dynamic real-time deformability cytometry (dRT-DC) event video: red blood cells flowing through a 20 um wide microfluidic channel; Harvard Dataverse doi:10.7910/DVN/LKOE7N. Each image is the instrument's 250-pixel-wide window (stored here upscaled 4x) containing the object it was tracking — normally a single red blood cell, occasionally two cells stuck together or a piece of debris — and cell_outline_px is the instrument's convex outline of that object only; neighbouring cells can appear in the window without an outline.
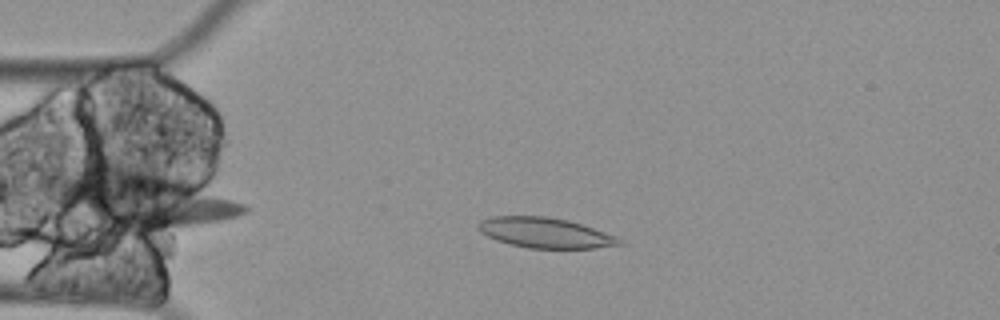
{"species": "Egyptian fruit bat (a non-hibernating species)", "species_latin": "Rousettus aegyptiacus", "temperature_condition": "cold", "stored_images_in_passage": 49, "camera_frame_rate_fps": 3000, "um_per_image_px": 0.085, "animal": {"sex": "female"}, "frame": {"image": 1, "passage_image": 3, "time_ms": 0.667, "image_size_px": [1000, 320], "cell_outline_px": [[624, 244], [592, 248], [528, 248], [508, 244], [496, 240], [480, 232], [476, 224], [480, 220], [492, 216], [544, 216], [568, 220], [616, 236]], "centroid_in_image_um": [46.27, 19.78], "position_along_channel_um": 38.7, "area_um2": 24.74}}
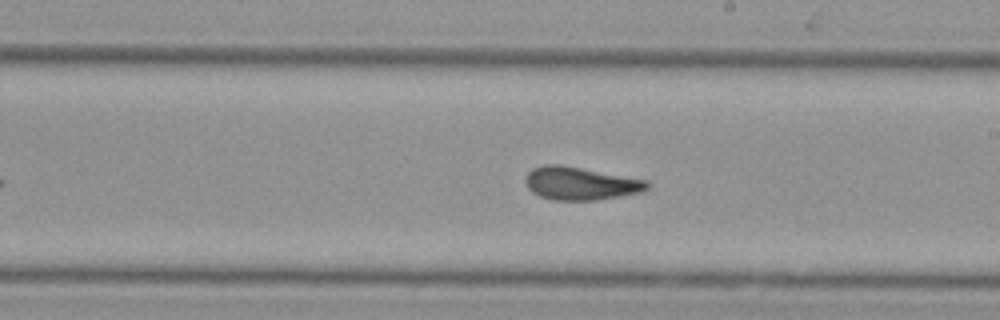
{"frame": {"image": 2, "passage_image": 23, "time_ms": 7.333, "image_size_px": [1000, 320], "cell_outline_px": [[652, 184], [644, 192], [596, 200], [556, 200], [540, 196], [532, 192], [528, 188], [524, 180], [528, 172], [532, 168], [544, 164], [560, 164], [648, 180]], "centroid_in_image_um": [49.36, 15.59], "position_along_channel_um": 239.6, "area_um2": 23.58}}
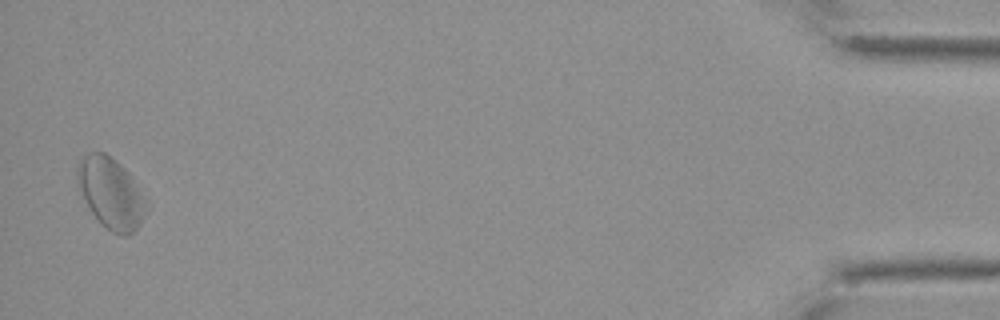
{"frame": {"image": 3, "passage_image": 48, "time_ms": 15.667, "image_size_px": [1000, 320], "cell_outline_px": [[144, 216], [140, 224], [128, 236], [120, 236], [112, 232], [100, 224], [92, 212], [80, 192], [76, 180], [76, 172], [80, 156], [88, 152], [104, 152], [120, 164], [128, 172], [140, 196]], "centroid_in_image_um": [9.31, 16.4], "position_along_channel_um": 425.9, "area_um2": 27.63}, "authors_computed_cell_mechanics": {"area_um2": 24.1604, "velocity_mm_per_s": 3.2673, "shape_relaxation_time_tau1_ms": null, "shape_relaxation_time_tau2_ms": 5.3629, "deformation_change_tau1": null, "deformation_change_tau2": 0.1487}}